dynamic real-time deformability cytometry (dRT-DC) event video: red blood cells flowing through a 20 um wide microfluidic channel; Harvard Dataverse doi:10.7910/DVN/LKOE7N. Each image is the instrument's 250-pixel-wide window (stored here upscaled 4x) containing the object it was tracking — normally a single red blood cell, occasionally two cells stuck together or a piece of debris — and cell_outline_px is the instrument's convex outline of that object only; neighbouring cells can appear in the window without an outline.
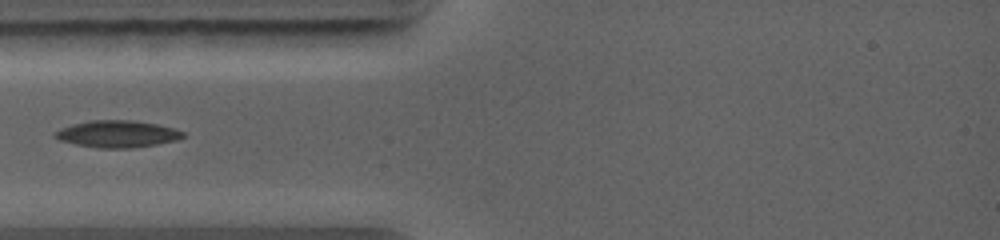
{"species": "common noctule bat (a hibernating species)", "species_latin": "Nyctalus noctula", "temperature_condition": "warm", "stored_images_in_passage": 71, "camera_frame_rate_fps": 5000, "um_per_image_px": 0.085, "animal": {"sex": "female", "body_mass_g": 19.0, "forearm_length_mm": 56.7}, "frame": {"image": 1, "passage_image": 1, "time_ms": 0.0, "image_size_px": [1000, 240], "cell_outline_px": [[184, 136], [176, 140], [156, 144], [132, 148], [96, 148], [76, 144], [60, 140], [52, 136], [60, 128], [72, 124], [88, 120], [132, 120], [156, 124], [172, 128], [184, 132]], "centroid_in_image_um": [9.93, 11.38], "position_along_channel_um": 75.1, "area_um2": 20.0}}
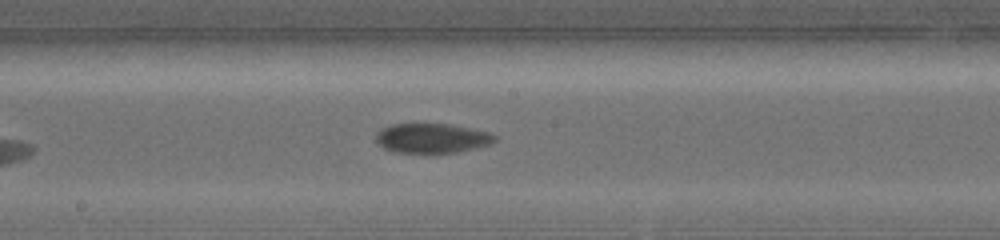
{"frame": {"image": 2, "passage_image": 19, "time_ms": 3.0, "image_size_px": [1000, 240], "cell_outline_px": [[496, 140], [492, 144], [456, 152], [396, 152], [384, 148], [376, 144], [376, 136], [384, 128], [392, 124], [452, 124], [488, 132], [496, 136]], "centroid_in_image_um": [36.74, 11.74], "position_along_channel_um": 211.5, "area_um2": 20.23}}
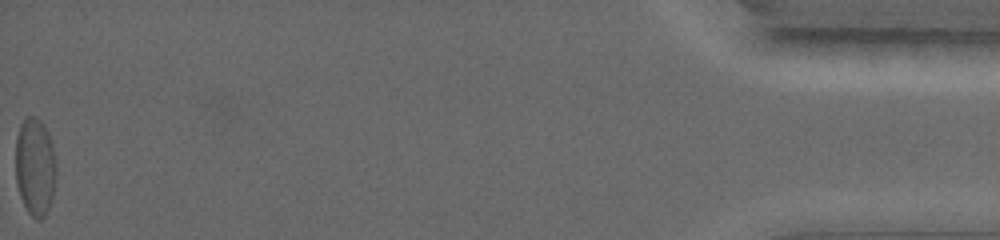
{"frame": {"image": 3, "passage_image": 71, "time_ms": 11.2, "image_size_px": [1000, 240], "cell_outline_px": [[56, 168], [52, 196], [48, 208], [44, 216], [40, 220], [36, 220], [28, 212], [20, 196], [16, 184], [16, 136], [20, 124], [28, 116], [36, 116], [44, 124], [48, 132], [52, 144], [56, 164]], "centroid_in_image_um": [2.97, 14.15], "position_along_channel_um": 432.2, "area_um2": 23.18}}